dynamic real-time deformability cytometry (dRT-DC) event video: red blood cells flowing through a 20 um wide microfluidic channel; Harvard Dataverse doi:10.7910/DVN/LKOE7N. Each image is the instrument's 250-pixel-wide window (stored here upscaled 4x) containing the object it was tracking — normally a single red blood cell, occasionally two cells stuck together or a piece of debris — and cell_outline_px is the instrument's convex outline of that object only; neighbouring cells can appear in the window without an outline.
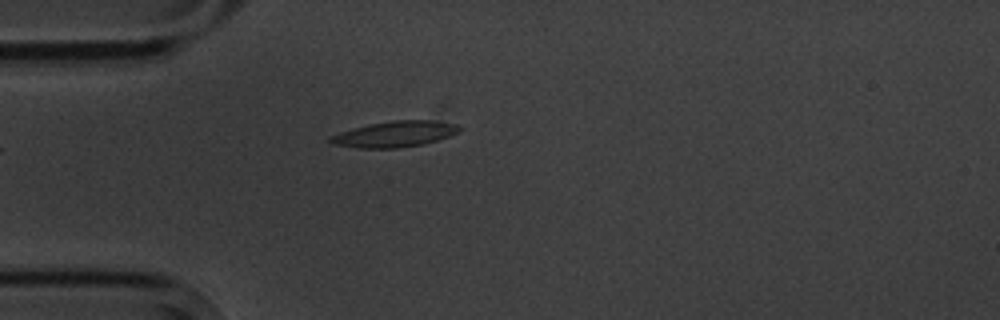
{"species": "common noctule bat (a hibernating species)", "species_latin": "Nyctalus noctula", "temperature_condition": "cold", "stored_images_in_passage": 4, "camera_frame_rate_fps": 3000, "um_per_image_px": 0.085, "animal": {"sex": "male", "body_mass_g": 20.1, "forearm_length_mm": 53.5}, "frame": {"image": 1, "passage_image": 4, "time_ms": 3.667, "image_size_px": [1000, 320], "cell_outline_px": [[464, 128], [460, 132], [436, 140], [420, 144], [396, 148], [356, 148], [332, 144], [328, 140], [328, 136], [352, 128], [392, 120], [432, 120], [456, 124]], "centroid_in_image_um": [33.54, 11.39], "position_along_channel_um": 51.5, "area_um2": 19.42}}